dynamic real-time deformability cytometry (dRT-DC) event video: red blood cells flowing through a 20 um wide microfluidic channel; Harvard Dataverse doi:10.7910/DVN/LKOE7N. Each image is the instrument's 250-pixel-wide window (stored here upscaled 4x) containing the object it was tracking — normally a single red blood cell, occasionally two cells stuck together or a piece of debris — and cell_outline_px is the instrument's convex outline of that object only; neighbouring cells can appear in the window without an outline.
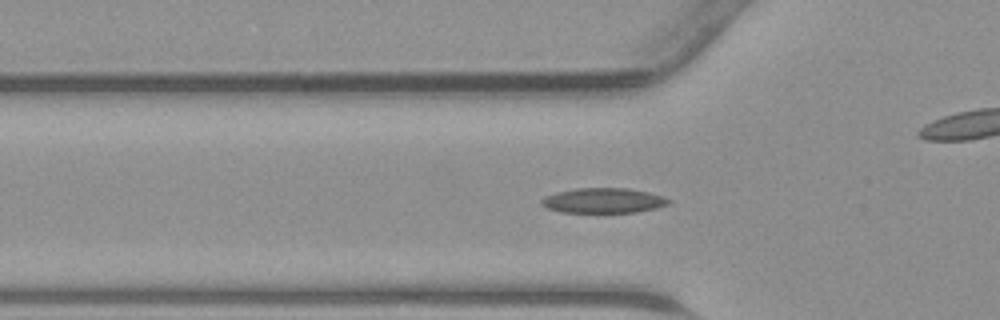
{"species": "common noctule bat (a hibernating species)", "species_latin": "Nyctalus noctula", "temperature_condition": "warm", "stored_images_in_passage": 46, "camera_frame_rate_fps": 3000, "um_per_image_px": 0.085, "animal": {"sex": "male", "body_mass_g": 23.1, "forearm_length_mm": 52.7}, "frame": {"image": 1, "passage_image": 15, "time_ms": 4.667, "image_size_px": [1000, 320], "cell_outline_px": [[672, 200], [668, 204], [656, 208], [636, 212], [560, 212], [548, 208], [540, 204], [540, 200], [544, 196], [556, 192], [576, 188], [624, 188], [648, 192], [664, 196]], "centroid_in_image_um": [51.27, 17.04], "position_along_channel_um": 74.5, "area_um2": 18.55}}
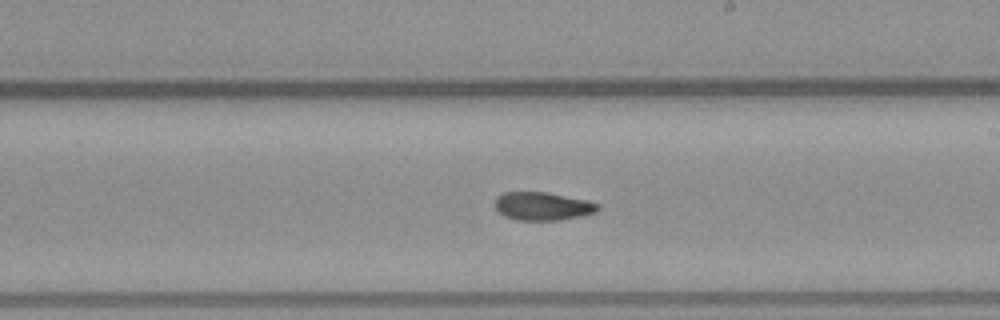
{"frame": {"image": 2, "passage_image": 26, "time_ms": 8.333, "image_size_px": [1000, 320], "cell_outline_px": [[600, 208], [596, 212], [580, 216], [560, 220], [516, 220], [504, 216], [492, 204], [496, 196], [504, 192], [548, 192], [588, 200], [600, 204]], "centroid_in_image_um": [46.11, 17.52], "position_along_channel_um": 242.9, "area_um2": 17.17}}
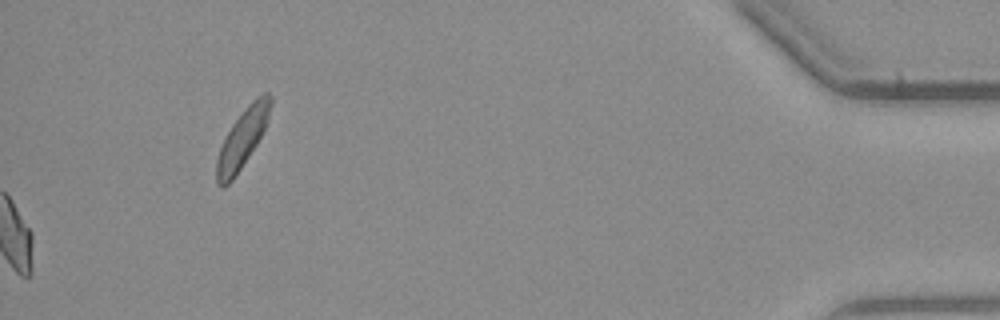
{"frame": {"image": 3, "passage_image": 46, "time_ms": 15.0, "image_size_px": [1000, 320], "cell_outline_px": [[272, 104], [268, 120], [256, 144], [232, 180], [224, 188], [220, 188], [216, 184], [216, 160], [220, 148], [232, 124], [244, 108], [256, 96], [264, 92], [268, 92], [272, 96]], "centroid_in_image_um": [20.6, 11.75], "position_along_channel_um": 414.6, "area_um2": 18.26}}